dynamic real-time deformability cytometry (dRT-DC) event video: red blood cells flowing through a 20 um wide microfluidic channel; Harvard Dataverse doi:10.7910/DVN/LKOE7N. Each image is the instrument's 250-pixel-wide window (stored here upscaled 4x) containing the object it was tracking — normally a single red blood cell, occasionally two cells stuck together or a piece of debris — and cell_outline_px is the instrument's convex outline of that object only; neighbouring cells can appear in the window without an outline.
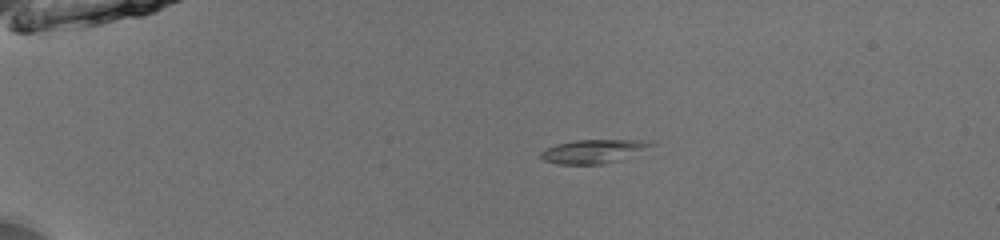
{"species": "common noctule bat (a hibernating species)", "species_latin": "Nyctalus noctula", "temperature_condition": "room temperature", "stored_images_in_passage": 41, "camera_frame_rate_fps": 3000, "um_per_image_px": 0.085, "animal": {"sex": "male", "body_mass_g": 13.0, "forearm_length_mm": 53.1}, "frame": {"image": 1, "passage_image": 1, "time_ms": 0.0, "image_size_px": [1000, 240], "cell_outline_px": [[656, 144], [620, 160], [604, 164], [556, 164], [544, 160], [540, 156], [540, 152], [556, 144], [576, 140], [656, 140]], "centroid_in_image_um": [50.47, 12.85], "position_along_channel_um": 34.5, "area_um2": 15.2}}
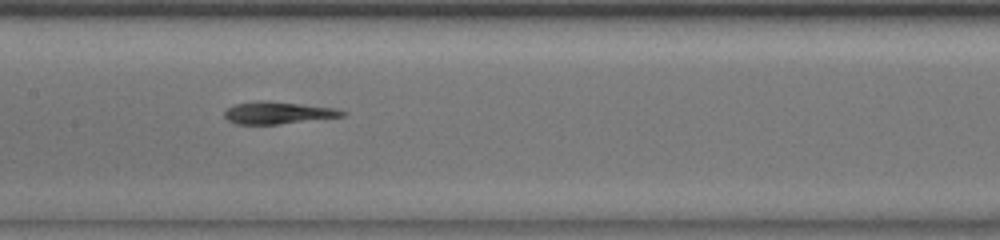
{"frame": {"image": 2, "passage_image": 17, "time_ms": 5.333, "image_size_px": [1000, 240], "cell_outline_px": [[348, 112], [344, 116], [276, 124], [236, 124], [228, 120], [224, 116], [224, 112], [228, 108], [236, 104], [256, 100], [268, 100], [336, 108]], "centroid_in_image_um": [23.62, 9.57], "position_along_channel_um": 183.8, "area_um2": 15.2}}
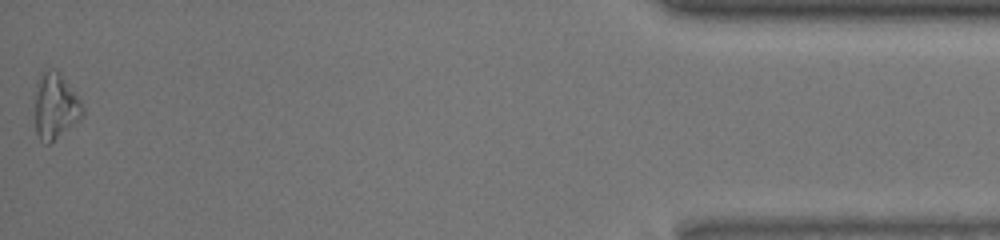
{"frame": {"image": 3, "passage_image": 41, "time_ms": 13.333, "image_size_px": [1000, 240], "cell_outline_px": [[84, 116], [80, 120], [48, 144], [44, 144], [40, 140], [36, 132], [36, 80], [40, 72], [48, 68], [56, 68], [60, 72], [80, 100], [84, 108]], "centroid_in_image_um": [4.71, 8.98], "position_along_channel_um": 430.5, "area_um2": 18.5}}